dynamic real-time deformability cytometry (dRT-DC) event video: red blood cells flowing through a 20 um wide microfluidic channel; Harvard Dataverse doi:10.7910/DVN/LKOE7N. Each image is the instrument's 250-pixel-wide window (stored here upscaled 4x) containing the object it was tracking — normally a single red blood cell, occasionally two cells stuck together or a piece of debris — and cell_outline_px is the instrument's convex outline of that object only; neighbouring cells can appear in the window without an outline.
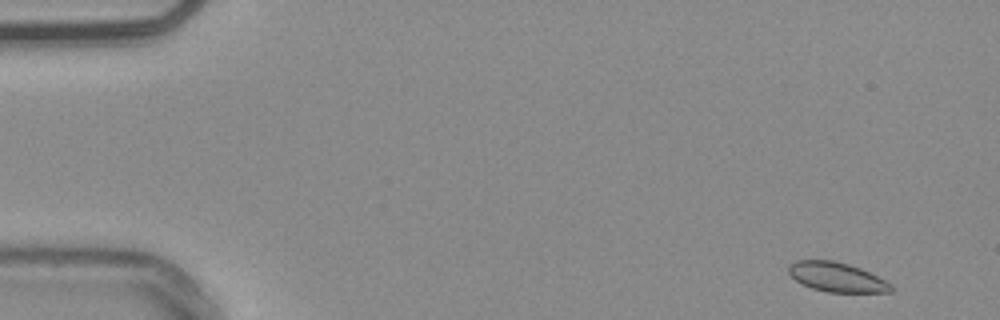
{"species": "common noctule bat (a hibernating species)", "species_latin": "Nyctalus noctula", "temperature_condition": "warm", "stored_images_in_passage": 53, "camera_frame_rate_fps": 3000, "um_per_image_px": 0.085, "animal": {"sex": "male", "body_mass_g": 20.4}, "frame": {"image": 1, "passage_image": 2, "time_ms": 0.333, "image_size_px": [1000, 320], "cell_outline_px": [[892, 292], [828, 292], [812, 288], [796, 280], [788, 272], [788, 264], [796, 260], [832, 260], [848, 264], [860, 268], [892, 284]], "centroid_in_image_um": [71.1, 23.55], "position_along_channel_um": 13.9, "area_um2": 17.4}}
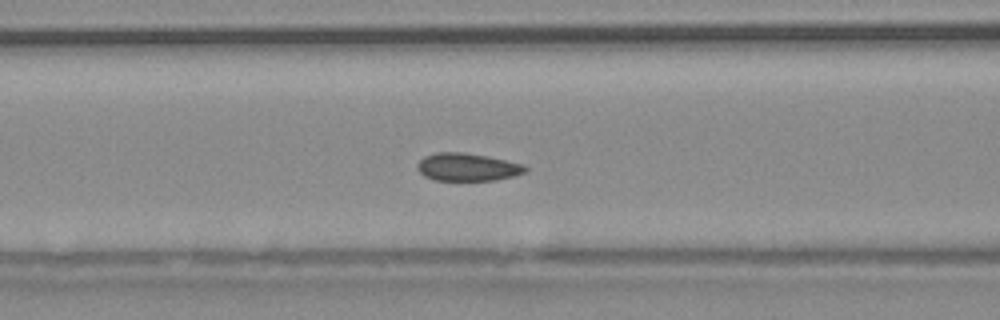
{"frame": {"image": 2, "passage_image": 21, "time_ms": 6.667, "image_size_px": [1000, 320], "cell_outline_px": [[528, 172], [516, 176], [496, 180], [436, 180], [424, 176], [416, 168], [416, 164], [424, 156], [436, 152], [464, 152], [488, 156], [524, 164], [528, 168]], "centroid_in_image_um": [39.76, 14.2], "position_along_channel_um": 126.8, "area_um2": 17.74}}
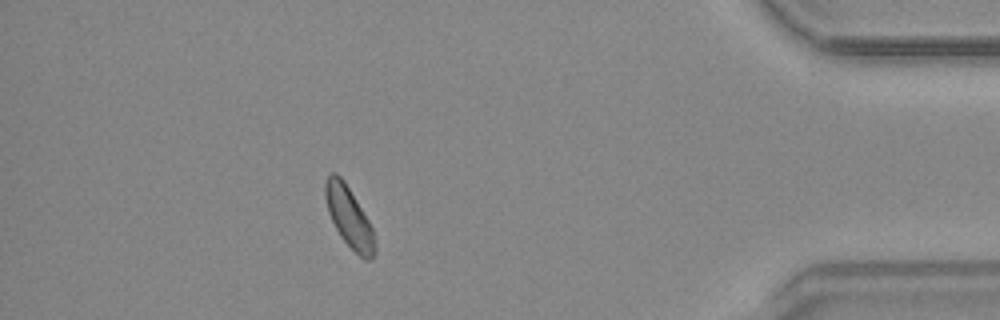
{"frame": {"image": 3, "passage_image": 47, "time_ms": 15.333, "image_size_px": [1000, 320], "cell_outline_px": [[376, 252], [372, 260], [364, 260], [340, 236], [328, 212], [324, 196], [324, 180], [332, 172], [336, 172], [344, 180], [368, 220], [372, 228], [376, 248]], "centroid_in_image_um": [29.66, 18.44], "position_along_channel_um": 405.5, "area_um2": 17.4}, "authors_computed_cell_mechanics": {"area_um2": 17.629, "velocity_mm_per_s": 3.7426, "shape_relaxation_time_tau1_ms": 6.8667, "shape_relaxation_time_tau2_ms": null, "deformation_change_tau1": 0.0801, "deformation_change_tau2": null}}